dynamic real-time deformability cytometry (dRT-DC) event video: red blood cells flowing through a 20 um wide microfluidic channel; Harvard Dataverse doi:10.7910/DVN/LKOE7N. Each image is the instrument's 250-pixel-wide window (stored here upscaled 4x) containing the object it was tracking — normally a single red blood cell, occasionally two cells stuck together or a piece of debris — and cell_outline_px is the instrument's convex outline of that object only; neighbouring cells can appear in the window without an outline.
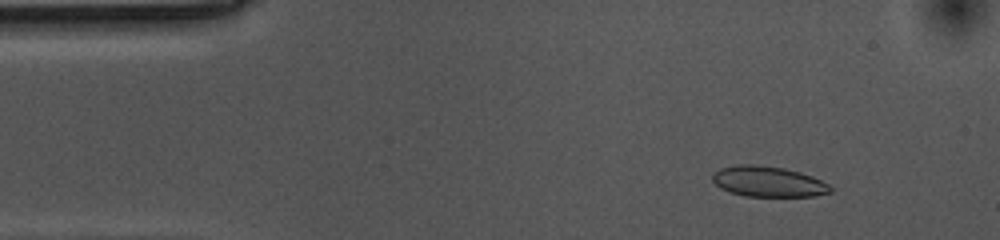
{"species": "common noctule bat (a hibernating species)", "species_latin": "Nyctalus noctula", "temperature_condition": "cold", "stored_images_in_passage": 45, "camera_frame_rate_fps": 3000, "um_per_image_px": 0.085, "animal": {"sex": "female", "body_mass_g": 10.0, "forearm_length_mm": 53.1}, "frame": {"image": 1, "passage_image": 3, "time_ms": 0.667, "image_size_px": [1000, 240], "cell_outline_px": [[832, 192], [812, 196], [744, 196], [728, 192], [720, 188], [712, 180], [712, 172], [720, 168], [740, 164], [756, 164], [784, 168], [800, 172], [812, 176], [828, 184], [832, 188]], "centroid_in_image_um": [65.26, 15.43], "position_along_channel_um": 19.7, "area_um2": 21.1}}
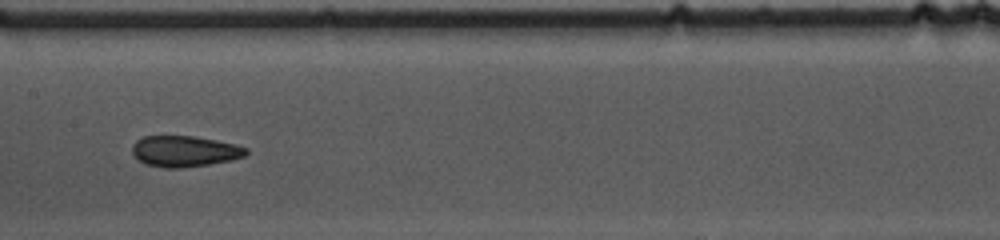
{"frame": {"image": 2, "passage_image": 23, "time_ms": 7.333, "image_size_px": [1000, 240], "cell_outline_px": [[248, 152], [244, 156], [232, 160], [208, 164], [180, 168], [164, 168], [144, 164], [136, 160], [132, 152], [132, 144], [136, 140], [144, 136], [192, 136], [216, 140], [236, 144], [248, 148]], "centroid_in_image_um": [15.66, 12.86], "position_along_channel_um": 191.7, "area_um2": 20.75}}
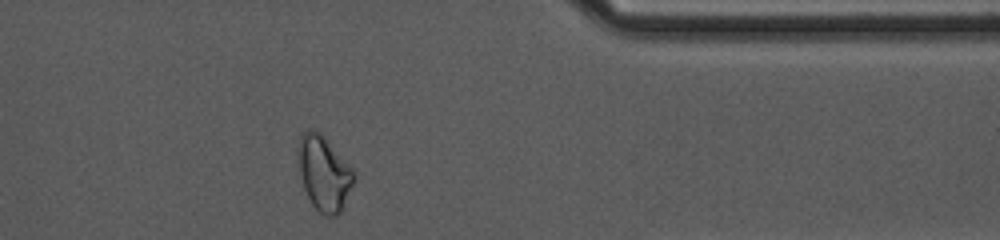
{"frame": {"image": 3, "passage_image": 41, "time_ms": 13.333, "image_size_px": [1000, 240], "cell_outline_px": [[356, 176], [340, 212], [336, 216], [324, 216], [312, 204], [304, 188], [300, 172], [296, 148], [300, 136], [308, 128], [312, 128], [320, 132], [324, 136], [356, 172]], "centroid_in_image_um": [27.53, 14.69], "position_along_channel_um": 383.9, "area_um2": 24.28}, "authors_computed_cell_mechanics": {"area_um2": 21.097, "velocity_mm_per_s": 3.5333, "shape_relaxation_time_tau1_ms": null, "shape_relaxation_time_tau2_ms": 3.3805, "deformation_change_tau1": null, "deformation_change_tau2": 0.0853}}